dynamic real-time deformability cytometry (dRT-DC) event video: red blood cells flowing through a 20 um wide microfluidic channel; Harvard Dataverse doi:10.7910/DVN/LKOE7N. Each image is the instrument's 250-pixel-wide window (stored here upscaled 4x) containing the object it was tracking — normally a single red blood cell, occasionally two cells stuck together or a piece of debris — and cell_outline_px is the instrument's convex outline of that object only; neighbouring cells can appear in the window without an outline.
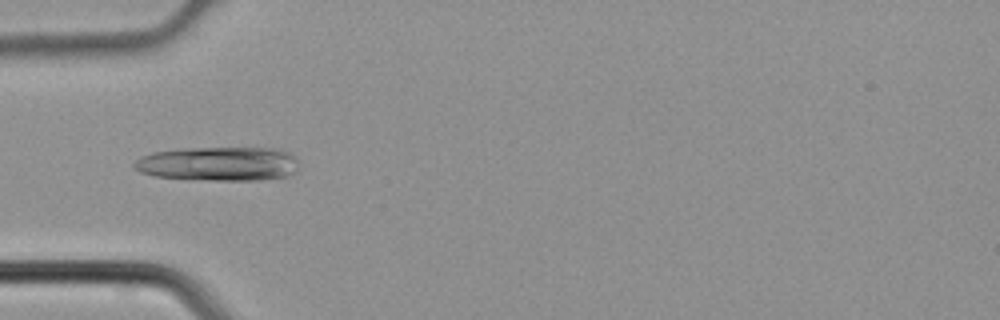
{"species": "common noctule bat (a hibernating species)", "species_latin": "Nyctalus noctula", "temperature_condition": "cold", "stored_images_in_passage": 4, "camera_frame_rate_fps": 3000, "um_per_image_px": 0.085, "animal": {"sex": "male", "body_mass_g": 21.5, "forearm_length_mm": 52.0}, "frame": {"image": 1, "passage_image": 3, "time_ms": 0.667, "image_size_px": [1000, 320], "cell_outline_px": [[296, 172], [284, 176], [260, 180], [212, 180], [152, 176], [140, 172], [132, 168], [132, 164], [140, 156], [152, 152], [180, 148], [280, 148], [288, 152], [296, 160]], "centroid_in_image_um": [18.51, 13.91], "position_along_channel_um": 66.5, "area_um2": 32.89}}
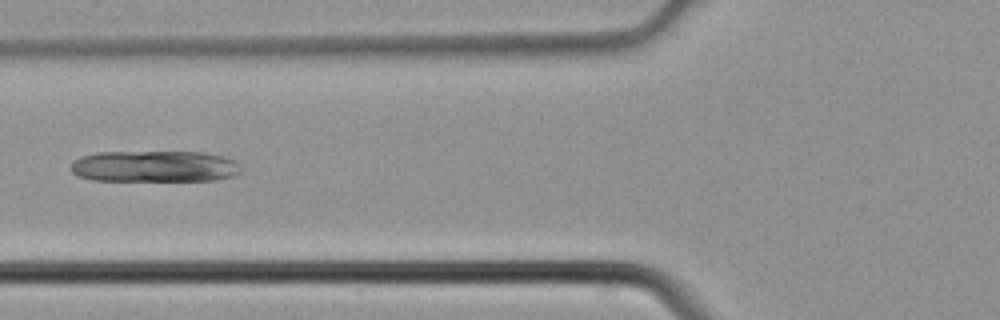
{"frame": {"image": 2, "passage_image": 4, "time_ms": 1.0, "image_size_px": [1000, 320], "cell_outline_px": [[244, 168], [236, 176], [212, 180], [92, 180], [80, 176], [72, 172], [72, 164], [80, 156], [96, 152], [204, 152], [224, 156], [240, 164]], "centroid_in_image_um": [13.19, 14.13], "position_along_channel_um": 112.6, "area_um2": 31.15}}